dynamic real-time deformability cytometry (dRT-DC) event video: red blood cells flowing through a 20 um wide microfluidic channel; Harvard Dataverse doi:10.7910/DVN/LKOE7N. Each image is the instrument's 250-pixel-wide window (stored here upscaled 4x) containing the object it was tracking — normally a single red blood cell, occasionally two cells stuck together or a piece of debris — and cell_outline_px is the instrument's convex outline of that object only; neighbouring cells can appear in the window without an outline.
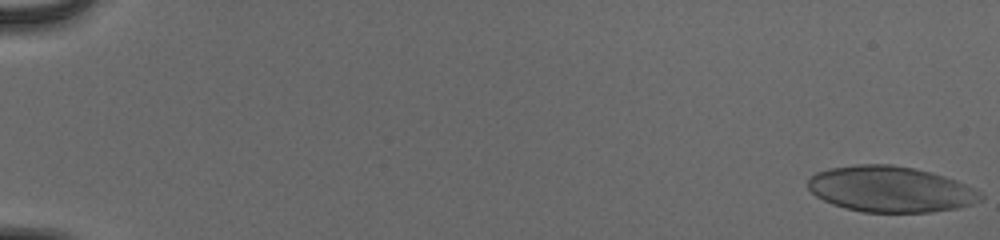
{"species": "human", "species_latin": "Homo sapiens", "temperature_condition": "cold", "stored_images_in_passage": 55, "camera_frame_rate_fps": 3000, "um_per_image_px": 0.085, "donor": {"sex": "male"}, "frame": {"image": 1, "passage_image": 1, "time_ms": 0.0, "image_size_px": [1000, 240], "cell_outline_px": [[984, 200], [972, 204], [956, 208], [932, 212], [860, 212], [844, 208], [832, 204], [816, 196], [808, 188], [808, 180], [816, 172], [828, 168], [856, 164], [888, 164], [912, 168], [932, 172], [956, 180], [980, 192], [984, 196]], "centroid_in_image_um": [75.68, 16.08], "position_along_channel_um": 9.3, "area_um2": 46.24}}
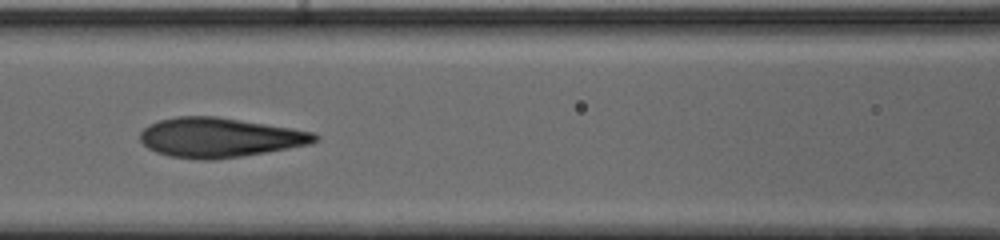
{"frame": {"image": 2, "passage_image": 27, "time_ms": 8.667, "image_size_px": [1000, 240], "cell_outline_px": [[320, 136], [316, 140], [308, 144], [288, 148], [216, 160], [200, 160], [168, 156], [156, 152], [148, 148], [140, 140], [140, 132], [148, 124], [160, 120], [176, 116], [216, 116], [292, 128], [312, 132]], "centroid_in_image_um": [18.61, 11.69], "position_along_channel_um": 148.0, "area_um2": 40.11}}
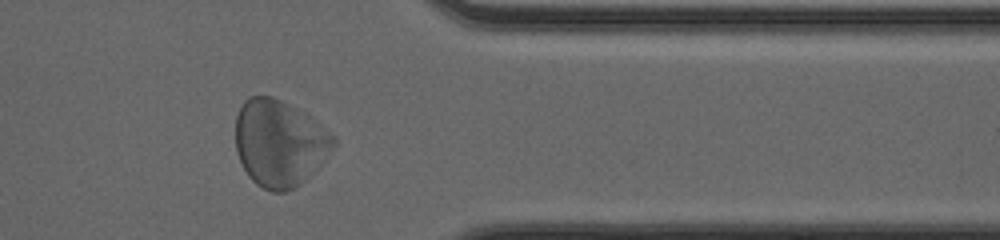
{"frame": {"image": 3, "passage_image": 46, "time_ms": 15.0, "image_size_px": [1000, 240], "cell_outline_px": [[336, 144], [312, 172], [296, 188], [284, 192], [272, 192], [256, 184], [248, 176], [236, 152], [236, 116], [244, 100], [248, 96], [272, 96], [312, 116], [336, 136]], "centroid_in_image_um": [23.75, 12.15], "position_along_channel_um": 387.6, "area_um2": 49.48}, "authors_computed_cell_mechanics": {"area_um2": 42.8298, "velocity_mm_per_s": 3.9061, "shape_relaxation_time_tau1_ms": 3.527, "shape_relaxation_time_tau2_ms": 0.9744, "deformation_change_tau1": 0.1652, "deformation_change_tau2": 0.0738}}